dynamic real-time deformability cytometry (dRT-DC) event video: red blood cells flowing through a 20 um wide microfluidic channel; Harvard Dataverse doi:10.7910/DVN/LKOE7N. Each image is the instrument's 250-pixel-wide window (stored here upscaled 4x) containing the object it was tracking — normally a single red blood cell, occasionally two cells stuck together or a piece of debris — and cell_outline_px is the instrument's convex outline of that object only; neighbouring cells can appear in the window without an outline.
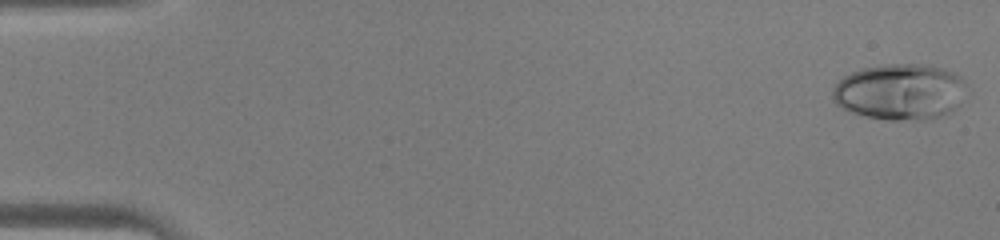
{"species": "human", "species_latin": "Homo sapiens", "temperature_condition": "warm", "stored_images_in_passage": 45, "camera_frame_rate_fps": 3000, "um_per_image_px": 0.085, "donor": {"sex": "male"}, "frame": {"image": 1, "passage_image": 1, "time_ms": 0.0, "image_size_px": [1000, 240], "cell_outline_px": [[964, 84], [960, 104], [948, 112], [940, 116], [928, 120], [888, 120], [868, 116], [852, 112], [840, 108], [836, 104], [832, 96], [832, 88], [844, 76], [860, 68], [884, 64], [928, 64], [944, 68], [960, 76], [964, 80]], "centroid_in_image_um": [76.47, 7.79], "position_along_channel_um": 8.5, "area_um2": 43.87}}
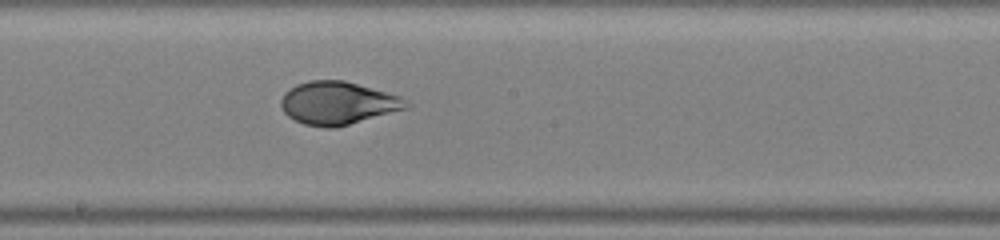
{"frame": {"image": 2, "passage_image": 25, "time_ms": 8.0, "image_size_px": [1000, 240], "cell_outline_px": [[412, 104], [408, 108], [336, 128], [324, 128], [304, 124], [288, 116], [284, 112], [280, 104], [280, 100], [284, 92], [296, 84], [308, 80], [344, 80], [400, 96]], "centroid_in_image_um": [28.7, 8.76], "position_along_channel_um": 219.5, "area_um2": 31.44}}
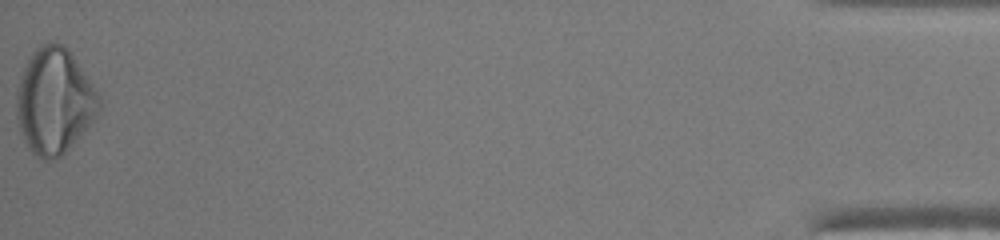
{"frame": {"image": 3, "passage_image": 45, "time_ms": 14.667, "image_size_px": [1000, 240], "cell_outline_px": [[104, 104], [80, 136], [60, 156], [52, 160], [44, 160], [36, 156], [28, 148], [20, 132], [16, 116], [16, 92], [24, 68], [32, 52], [40, 44], [52, 40], [60, 44], [72, 56]], "centroid_in_image_um": [4.58, 8.62], "position_along_channel_um": 430.6, "area_um2": 50.11}}